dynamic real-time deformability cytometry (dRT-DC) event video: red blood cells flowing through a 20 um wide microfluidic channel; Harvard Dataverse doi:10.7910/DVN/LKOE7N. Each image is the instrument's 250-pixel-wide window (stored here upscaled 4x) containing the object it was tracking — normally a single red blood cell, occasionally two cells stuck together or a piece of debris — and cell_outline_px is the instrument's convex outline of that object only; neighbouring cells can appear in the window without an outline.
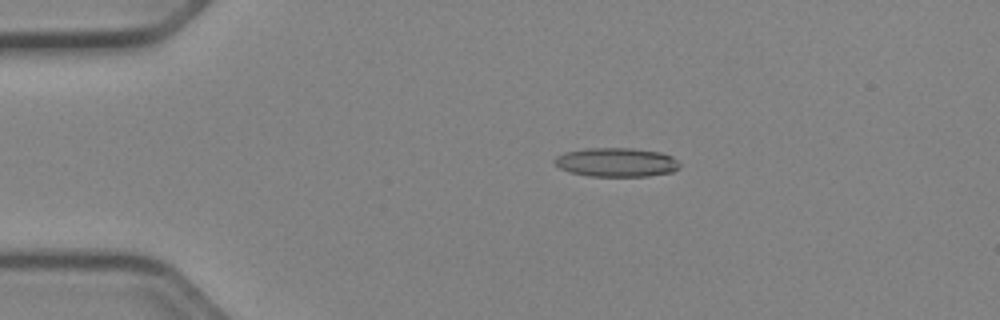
{"species": "Egyptian fruit bat (a non-hibernating species)", "species_latin": "Rousettus aegyptiacus", "temperature_condition": "cold", "stored_images_in_passage": 52, "camera_frame_rate_fps": 3000, "um_per_image_px": 0.085, "animal": {"sex": "female"}, "frame": {"image": 1, "passage_image": 11, "time_ms": 3.333, "image_size_px": [1000, 320], "cell_outline_px": [[680, 168], [672, 172], [648, 176], [588, 176], [572, 172], [560, 168], [552, 160], [556, 156], [564, 152], [588, 148], [632, 148], [660, 152], [672, 156], [680, 164]], "centroid_in_image_um": [52.4, 13.79], "position_along_channel_um": 32.6, "area_um2": 21.15}}
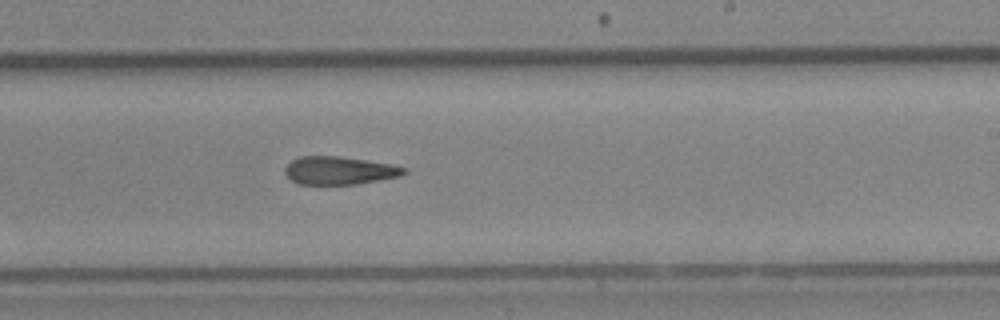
{"frame": {"image": 2, "passage_image": 32, "time_ms": 10.333, "image_size_px": [1000, 320], "cell_outline_px": [[408, 172], [400, 176], [356, 184], [300, 184], [292, 180], [284, 172], [284, 168], [292, 160], [300, 156], [336, 156], [364, 160], [388, 164], [404, 168]], "centroid_in_image_um": [28.8, 14.49], "position_along_channel_um": 260.2, "area_um2": 19.07}}
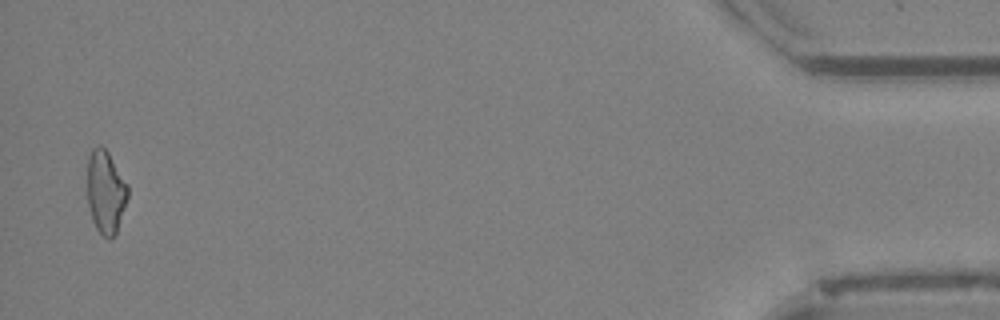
{"frame": {"image": 3, "passage_image": 51, "time_ms": 16.667, "image_size_px": [1000, 320], "cell_outline_px": [[128, 196], [116, 232], [108, 240], [96, 228], [92, 220], [88, 204], [88, 156], [92, 148], [100, 144], [108, 152], [128, 184]], "centroid_in_image_um": [8.98, 16.28], "position_along_channel_um": 426.2, "area_um2": 19.42}, "authors_computed_cell_mechanics": {"area_um2": 20.1433, "velocity_mm_per_s": 3.9704, "shape_relaxation_time_tau1_ms": null, "shape_relaxation_time_tau2_ms": 10.7656, "deformation_change_tau1": null, "deformation_change_tau2": 0.2804}}